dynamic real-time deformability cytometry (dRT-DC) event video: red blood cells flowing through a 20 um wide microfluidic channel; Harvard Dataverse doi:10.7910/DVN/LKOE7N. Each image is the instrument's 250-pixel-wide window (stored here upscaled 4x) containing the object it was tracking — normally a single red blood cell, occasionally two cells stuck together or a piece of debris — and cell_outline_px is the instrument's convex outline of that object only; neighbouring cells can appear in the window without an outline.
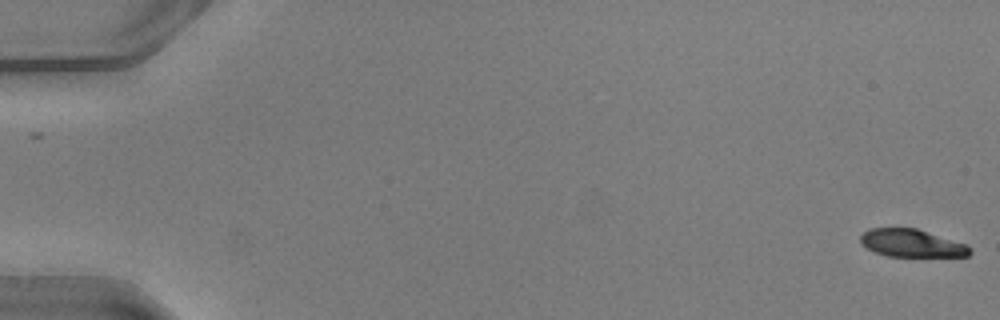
{"species": "common noctule bat (a hibernating species)", "species_latin": "Nyctalus noctula", "temperature_condition": "warm", "stored_images_in_passage": 9, "camera_frame_rate_fps": 3000, "um_per_image_px": 0.085, "animal": {"sex": "male", "body_mass_g": 20.5, "forearm_length_mm": 52.5}, "frame": {"image": 1, "passage_image": 1, "time_ms": 0.0, "image_size_px": [1000, 320], "cell_outline_px": [[972, 252], [968, 256], [888, 256], [876, 252], [860, 244], [860, 236], [864, 232], [872, 228], [916, 228], [964, 244], [972, 248]], "centroid_in_image_um": [77.47, 20.67], "position_along_channel_um": 7.5, "area_um2": 17.4}}